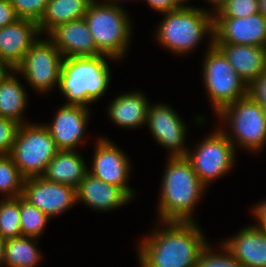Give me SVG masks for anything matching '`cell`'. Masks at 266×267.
<instances>
[{
  "mask_svg": "<svg viewBox=\"0 0 266 267\" xmlns=\"http://www.w3.org/2000/svg\"><path fill=\"white\" fill-rule=\"evenodd\" d=\"M161 224L162 229L156 227L139 241L140 267H196L201 252L210 244L197 222Z\"/></svg>",
  "mask_w": 266,
  "mask_h": 267,
  "instance_id": "1",
  "label": "cell"
},
{
  "mask_svg": "<svg viewBox=\"0 0 266 267\" xmlns=\"http://www.w3.org/2000/svg\"><path fill=\"white\" fill-rule=\"evenodd\" d=\"M164 170L158 202L160 222H195L194 210L207 187L186 157H168Z\"/></svg>",
  "mask_w": 266,
  "mask_h": 267,
  "instance_id": "2",
  "label": "cell"
},
{
  "mask_svg": "<svg viewBox=\"0 0 266 267\" xmlns=\"http://www.w3.org/2000/svg\"><path fill=\"white\" fill-rule=\"evenodd\" d=\"M106 58L115 60L106 55L63 59L58 88L68 100L65 104L88 107L106 93L111 80Z\"/></svg>",
  "mask_w": 266,
  "mask_h": 267,
  "instance_id": "3",
  "label": "cell"
},
{
  "mask_svg": "<svg viewBox=\"0 0 266 267\" xmlns=\"http://www.w3.org/2000/svg\"><path fill=\"white\" fill-rule=\"evenodd\" d=\"M156 40L175 54H188L200 44L205 35L214 38V18L211 10L186 6L162 13Z\"/></svg>",
  "mask_w": 266,
  "mask_h": 267,
  "instance_id": "4",
  "label": "cell"
},
{
  "mask_svg": "<svg viewBox=\"0 0 266 267\" xmlns=\"http://www.w3.org/2000/svg\"><path fill=\"white\" fill-rule=\"evenodd\" d=\"M121 6L93 0L84 19L102 55L120 60L127 53L132 35L129 14Z\"/></svg>",
  "mask_w": 266,
  "mask_h": 267,
  "instance_id": "5",
  "label": "cell"
},
{
  "mask_svg": "<svg viewBox=\"0 0 266 267\" xmlns=\"http://www.w3.org/2000/svg\"><path fill=\"white\" fill-rule=\"evenodd\" d=\"M217 116L220 121L229 123L231 134L223 132L235 149L239 145L246 151L258 152L265 147L266 111L249 94L224 107Z\"/></svg>",
  "mask_w": 266,
  "mask_h": 267,
  "instance_id": "6",
  "label": "cell"
},
{
  "mask_svg": "<svg viewBox=\"0 0 266 267\" xmlns=\"http://www.w3.org/2000/svg\"><path fill=\"white\" fill-rule=\"evenodd\" d=\"M203 62V81L212 107L218 114L224 107L249 94V87L236 73L210 38Z\"/></svg>",
  "mask_w": 266,
  "mask_h": 267,
  "instance_id": "7",
  "label": "cell"
},
{
  "mask_svg": "<svg viewBox=\"0 0 266 267\" xmlns=\"http://www.w3.org/2000/svg\"><path fill=\"white\" fill-rule=\"evenodd\" d=\"M58 151L44 124L26 122L19 126L10 156L27 179L41 177Z\"/></svg>",
  "mask_w": 266,
  "mask_h": 267,
  "instance_id": "8",
  "label": "cell"
},
{
  "mask_svg": "<svg viewBox=\"0 0 266 267\" xmlns=\"http://www.w3.org/2000/svg\"><path fill=\"white\" fill-rule=\"evenodd\" d=\"M219 128L196 145L193 151L188 150L185 156L206 187L211 181L213 183V180L228 174L235 165V148Z\"/></svg>",
  "mask_w": 266,
  "mask_h": 267,
  "instance_id": "9",
  "label": "cell"
},
{
  "mask_svg": "<svg viewBox=\"0 0 266 267\" xmlns=\"http://www.w3.org/2000/svg\"><path fill=\"white\" fill-rule=\"evenodd\" d=\"M64 56L47 38L37 39L15 68L36 92H50L59 85Z\"/></svg>",
  "mask_w": 266,
  "mask_h": 267,
  "instance_id": "10",
  "label": "cell"
},
{
  "mask_svg": "<svg viewBox=\"0 0 266 267\" xmlns=\"http://www.w3.org/2000/svg\"><path fill=\"white\" fill-rule=\"evenodd\" d=\"M22 198L51 219L77 203V189L42 177H33L24 180Z\"/></svg>",
  "mask_w": 266,
  "mask_h": 267,
  "instance_id": "11",
  "label": "cell"
},
{
  "mask_svg": "<svg viewBox=\"0 0 266 267\" xmlns=\"http://www.w3.org/2000/svg\"><path fill=\"white\" fill-rule=\"evenodd\" d=\"M94 150L92 168H88V173L107 184L121 188L133 200L135 192L127 183L132 167L126 153L103 137L96 141Z\"/></svg>",
  "mask_w": 266,
  "mask_h": 267,
  "instance_id": "12",
  "label": "cell"
},
{
  "mask_svg": "<svg viewBox=\"0 0 266 267\" xmlns=\"http://www.w3.org/2000/svg\"><path fill=\"white\" fill-rule=\"evenodd\" d=\"M149 104L146 125L157 143L169 150V157H185L188 148L186 126L171 106L164 103Z\"/></svg>",
  "mask_w": 266,
  "mask_h": 267,
  "instance_id": "13",
  "label": "cell"
},
{
  "mask_svg": "<svg viewBox=\"0 0 266 267\" xmlns=\"http://www.w3.org/2000/svg\"><path fill=\"white\" fill-rule=\"evenodd\" d=\"M214 44L255 45L266 48V17H213Z\"/></svg>",
  "mask_w": 266,
  "mask_h": 267,
  "instance_id": "14",
  "label": "cell"
},
{
  "mask_svg": "<svg viewBox=\"0 0 266 267\" xmlns=\"http://www.w3.org/2000/svg\"><path fill=\"white\" fill-rule=\"evenodd\" d=\"M89 109L82 105L64 104L58 109L53 121L44 124L59 150H75L84 139L89 121Z\"/></svg>",
  "mask_w": 266,
  "mask_h": 267,
  "instance_id": "15",
  "label": "cell"
},
{
  "mask_svg": "<svg viewBox=\"0 0 266 267\" xmlns=\"http://www.w3.org/2000/svg\"><path fill=\"white\" fill-rule=\"evenodd\" d=\"M48 36L64 58L102 55L84 18L60 24Z\"/></svg>",
  "mask_w": 266,
  "mask_h": 267,
  "instance_id": "16",
  "label": "cell"
},
{
  "mask_svg": "<svg viewBox=\"0 0 266 267\" xmlns=\"http://www.w3.org/2000/svg\"><path fill=\"white\" fill-rule=\"evenodd\" d=\"M40 35L37 22L30 19L0 28V57L15 69Z\"/></svg>",
  "mask_w": 266,
  "mask_h": 267,
  "instance_id": "17",
  "label": "cell"
},
{
  "mask_svg": "<svg viewBox=\"0 0 266 267\" xmlns=\"http://www.w3.org/2000/svg\"><path fill=\"white\" fill-rule=\"evenodd\" d=\"M221 243L243 267H266V229L246 226Z\"/></svg>",
  "mask_w": 266,
  "mask_h": 267,
  "instance_id": "18",
  "label": "cell"
},
{
  "mask_svg": "<svg viewBox=\"0 0 266 267\" xmlns=\"http://www.w3.org/2000/svg\"><path fill=\"white\" fill-rule=\"evenodd\" d=\"M98 211L116 210L132 199L119 187L107 184L97 177L86 173L77 188V202Z\"/></svg>",
  "mask_w": 266,
  "mask_h": 267,
  "instance_id": "19",
  "label": "cell"
},
{
  "mask_svg": "<svg viewBox=\"0 0 266 267\" xmlns=\"http://www.w3.org/2000/svg\"><path fill=\"white\" fill-rule=\"evenodd\" d=\"M249 87L266 70V48L255 45L214 44Z\"/></svg>",
  "mask_w": 266,
  "mask_h": 267,
  "instance_id": "20",
  "label": "cell"
},
{
  "mask_svg": "<svg viewBox=\"0 0 266 267\" xmlns=\"http://www.w3.org/2000/svg\"><path fill=\"white\" fill-rule=\"evenodd\" d=\"M149 100L140 91L120 94L108 105V115L115 125L133 129L146 125Z\"/></svg>",
  "mask_w": 266,
  "mask_h": 267,
  "instance_id": "21",
  "label": "cell"
},
{
  "mask_svg": "<svg viewBox=\"0 0 266 267\" xmlns=\"http://www.w3.org/2000/svg\"><path fill=\"white\" fill-rule=\"evenodd\" d=\"M86 165L83 157L76 150H59L48 163L41 177L77 189L88 172Z\"/></svg>",
  "mask_w": 266,
  "mask_h": 267,
  "instance_id": "22",
  "label": "cell"
},
{
  "mask_svg": "<svg viewBox=\"0 0 266 267\" xmlns=\"http://www.w3.org/2000/svg\"><path fill=\"white\" fill-rule=\"evenodd\" d=\"M93 0H49L40 19V34L47 35L56 26L84 18Z\"/></svg>",
  "mask_w": 266,
  "mask_h": 267,
  "instance_id": "23",
  "label": "cell"
},
{
  "mask_svg": "<svg viewBox=\"0 0 266 267\" xmlns=\"http://www.w3.org/2000/svg\"><path fill=\"white\" fill-rule=\"evenodd\" d=\"M14 69L0 80V116L23 124V112L27 106V92L15 75Z\"/></svg>",
  "mask_w": 266,
  "mask_h": 267,
  "instance_id": "24",
  "label": "cell"
},
{
  "mask_svg": "<svg viewBox=\"0 0 266 267\" xmlns=\"http://www.w3.org/2000/svg\"><path fill=\"white\" fill-rule=\"evenodd\" d=\"M37 238L20 236L6 239L5 266L36 267L41 262V251L36 247ZM40 261V262H39Z\"/></svg>",
  "mask_w": 266,
  "mask_h": 267,
  "instance_id": "25",
  "label": "cell"
},
{
  "mask_svg": "<svg viewBox=\"0 0 266 267\" xmlns=\"http://www.w3.org/2000/svg\"><path fill=\"white\" fill-rule=\"evenodd\" d=\"M25 178L10 155H0V193L4 198L22 196Z\"/></svg>",
  "mask_w": 266,
  "mask_h": 267,
  "instance_id": "26",
  "label": "cell"
},
{
  "mask_svg": "<svg viewBox=\"0 0 266 267\" xmlns=\"http://www.w3.org/2000/svg\"><path fill=\"white\" fill-rule=\"evenodd\" d=\"M0 236L4 239L22 236L20 227V196L0 200Z\"/></svg>",
  "mask_w": 266,
  "mask_h": 267,
  "instance_id": "27",
  "label": "cell"
},
{
  "mask_svg": "<svg viewBox=\"0 0 266 267\" xmlns=\"http://www.w3.org/2000/svg\"><path fill=\"white\" fill-rule=\"evenodd\" d=\"M50 218L20 196V227L22 236L37 238L42 235Z\"/></svg>",
  "mask_w": 266,
  "mask_h": 267,
  "instance_id": "28",
  "label": "cell"
},
{
  "mask_svg": "<svg viewBox=\"0 0 266 267\" xmlns=\"http://www.w3.org/2000/svg\"><path fill=\"white\" fill-rule=\"evenodd\" d=\"M259 12L258 0H225L213 17H248Z\"/></svg>",
  "mask_w": 266,
  "mask_h": 267,
  "instance_id": "29",
  "label": "cell"
},
{
  "mask_svg": "<svg viewBox=\"0 0 266 267\" xmlns=\"http://www.w3.org/2000/svg\"><path fill=\"white\" fill-rule=\"evenodd\" d=\"M211 247L212 246L208 244L201 252L196 267H243L224 246H222L221 252H219L221 254L215 253Z\"/></svg>",
  "mask_w": 266,
  "mask_h": 267,
  "instance_id": "30",
  "label": "cell"
},
{
  "mask_svg": "<svg viewBox=\"0 0 266 267\" xmlns=\"http://www.w3.org/2000/svg\"><path fill=\"white\" fill-rule=\"evenodd\" d=\"M20 19L39 22L49 0H9Z\"/></svg>",
  "mask_w": 266,
  "mask_h": 267,
  "instance_id": "31",
  "label": "cell"
},
{
  "mask_svg": "<svg viewBox=\"0 0 266 267\" xmlns=\"http://www.w3.org/2000/svg\"><path fill=\"white\" fill-rule=\"evenodd\" d=\"M20 124L0 116V155H10Z\"/></svg>",
  "mask_w": 266,
  "mask_h": 267,
  "instance_id": "32",
  "label": "cell"
},
{
  "mask_svg": "<svg viewBox=\"0 0 266 267\" xmlns=\"http://www.w3.org/2000/svg\"><path fill=\"white\" fill-rule=\"evenodd\" d=\"M249 95L266 111V70L249 86Z\"/></svg>",
  "mask_w": 266,
  "mask_h": 267,
  "instance_id": "33",
  "label": "cell"
},
{
  "mask_svg": "<svg viewBox=\"0 0 266 267\" xmlns=\"http://www.w3.org/2000/svg\"><path fill=\"white\" fill-rule=\"evenodd\" d=\"M20 19L9 0H0V28L15 23Z\"/></svg>",
  "mask_w": 266,
  "mask_h": 267,
  "instance_id": "34",
  "label": "cell"
},
{
  "mask_svg": "<svg viewBox=\"0 0 266 267\" xmlns=\"http://www.w3.org/2000/svg\"><path fill=\"white\" fill-rule=\"evenodd\" d=\"M149 6L155 11L165 13L176 10L180 6L175 0H146Z\"/></svg>",
  "mask_w": 266,
  "mask_h": 267,
  "instance_id": "35",
  "label": "cell"
},
{
  "mask_svg": "<svg viewBox=\"0 0 266 267\" xmlns=\"http://www.w3.org/2000/svg\"><path fill=\"white\" fill-rule=\"evenodd\" d=\"M252 212L256 217L255 219H258L257 222L259 223L255 224V226L266 229V200L255 205Z\"/></svg>",
  "mask_w": 266,
  "mask_h": 267,
  "instance_id": "36",
  "label": "cell"
},
{
  "mask_svg": "<svg viewBox=\"0 0 266 267\" xmlns=\"http://www.w3.org/2000/svg\"><path fill=\"white\" fill-rule=\"evenodd\" d=\"M14 69L0 57V80L5 78Z\"/></svg>",
  "mask_w": 266,
  "mask_h": 267,
  "instance_id": "37",
  "label": "cell"
},
{
  "mask_svg": "<svg viewBox=\"0 0 266 267\" xmlns=\"http://www.w3.org/2000/svg\"><path fill=\"white\" fill-rule=\"evenodd\" d=\"M5 242H6V239L0 236V266L1 267L2 265L5 264V256H4Z\"/></svg>",
  "mask_w": 266,
  "mask_h": 267,
  "instance_id": "38",
  "label": "cell"
},
{
  "mask_svg": "<svg viewBox=\"0 0 266 267\" xmlns=\"http://www.w3.org/2000/svg\"><path fill=\"white\" fill-rule=\"evenodd\" d=\"M259 12L266 17V0H258Z\"/></svg>",
  "mask_w": 266,
  "mask_h": 267,
  "instance_id": "39",
  "label": "cell"
},
{
  "mask_svg": "<svg viewBox=\"0 0 266 267\" xmlns=\"http://www.w3.org/2000/svg\"><path fill=\"white\" fill-rule=\"evenodd\" d=\"M210 4H212L213 6V11H217L218 8L225 2V0H208Z\"/></svg>",
  "mask_w": 266,
  "mask_h": 267,
  "instance_id": "40",
  "label": "cell"
},
{
  "mask_svg": "<svg viewBox=\"0 0 266 267\" xmlns=\"http://www.w3.org/2000/svg\"><path fill=\"white\" fill-rule=\"evenodd\" d=\"M120 1H121V0H120ZM120 1H119V0H106V1H104V2H105V3H108V4H113V5L121 6L120 4H122V2L119 3Z\"/></svg>",
  "mask_w": 266,
  "mask_h": 267,
  "instance_id": "41",
  "label": "cell"
},
{
  "mask_svg": "<svg viewBox=\"0 0 266 267\" xmlns=\"http://www.w3.org/2000/svg\"><path fill=\"white\" fill-rule=\"evenodd\" d=\"M175 1L180 7H186V5L184 3L185 2L187 3V1H189V0H175Z\"/></svg>",
  "mask_w": 266,
  "mask_h": 267,
  "instance_id": "42",
  "label": "cell"
}]
</instances>
